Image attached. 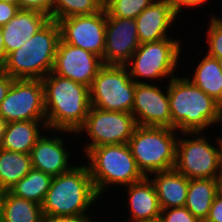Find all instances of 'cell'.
<instances>
[{
    "instance_id": "obj_1",
    "label": "cell",
    "mask_w": 222,
    "mask_h": 222,
    "mask_svg": "<svg viewBox=\"0 0 222 222\" xmlns=\"http://www.w3.org/2000/svg\"><path fill=\"white\" fill-rule=\"evenodd\" d=\"M168 92L172 129L206 133L213 124H222V106L186 76L170 79Z\"/></svg>"
},
{
    "instance_id": "obj_2",
    "label": "cell",
    "mask_w": 222,
    "mask_h": 222,
    "mask_svg": "<svg viewBox=\"0 0 222 222\" xmlns=\"http://www.w3.org/2000/svg\"><path fill=\"white\" fill-rule=\"evenodd\" d=\"M47 133H76L91 108L90 88L50 72L42 79Z\"/></svg>"
},
{
    "instance_id": "obj_3",
    "label": "cell",
    "mask_w": 222,
    "mask_h": 222,
    "mask_svg": "<svg viewBox=\"0 0 222 222\" xmlns=\"http://www.w3.org/2000/svg\"><path fill=\"white\" fill-rule=\"evenodd\" d=\"M73 164L69 171L53 177L42 204L44 217L90 214L88 211L101 199L87 164Z\"/></svg>"
},
{
    "instance_id": "obj_4",
    "label": "cell",
    "mask_w": 222,
    "mask_h": 222,
    "mask_svg": "<svg viewBox=\"0 0 222 222\" xmlns=\"http://www.w3.org/2000/svg\"><path fill=\"white\" fill-rule=\"evenodd\" d=\"M59 40V24L50 20L23 46L6 56L1 70L14 79L42 80L53 70Z\"/></svg>"
},
{
    "instance_id": "obj_5",
    "label": "cell",
    "mask_w": 222,
    "mask_h": 222,
    "mask_svg": "<svg viewBox=\"0 0 222 222\" xmlns=\"http://www.w3.org/2000/svg\"><path fill=\"white\" fill-rule=\"evenodd\" d=\"M84 156L100 198L110 186L124 188L145 178L128 143L101 145L91 148Z\"/></svg>"
},
{
    "instance_id": "obj_6",
    "label": "cell",
    "mask_w": 222,
    "mask_h": 222,
    "mask_svg": "<svg viewBox=\"0 0 222 222\" xmlns=\"http://www.w3.org/2000/svg\"><path fill=\"white\" fill-rule=\"evenodd\" d=\"M178 135L172 128L137 125L128 145L145 177L175 167Z\"/></svg>"
},
{
    "instance_id": "obj_7",
    "label": "cell",
    "mask_w": 222,
    "mask_h": 222,
    "mask_svg": "<svg viewBox=\"0 0 222 222\" xmlns=\"http://www.w3.org/2000/svg\"><path fill=\"white\" fill-rule=\"evenodd\" d=\"M181 43L179 38H165L140 44L125 64L132 80L135 83H144L145 80V83H157V79L159 82L166 78L168 82L177 76L174 72L180 68Z\"/></svg>"
},
{
    "instance_id": "obj_8",
    "label": "cell",
    "mask_w": 222,
    "mask_h": 222,
    "mask_svg": "<svg viewBox=\"0 0 222 222\" xmlns=\"http://www.w3.org/2000/svg\"><path fill=\"white\" fill-rule=\"evenodd\" d=\"M202 133L181 132L178 136L174 168L189 180L214 179L222 166V136L216 139L215 146Z\"/></svg>"
},
{
    "instance_id": "obj_9",
    "label": "cell",
    "mask_w": 222,
    "mask_h": 222,
    "mask_svg": "<svg viewBox=\"0 0 222 222\" xmlns=\"http://www.w3.org/2000/svg\"><path fill=\"white\" fill-rule=\"evenodd\" d=\"M135 86L125 65H103L90 87L91 106L131 113Z\"/></svg>"
},
{
    "instance_id": "obj_10",
    "label": "cell",
    "mask_w": 222,
    "mask_h": 222,
    "mask_svg": "<svg viewBox=\"0 0 222 222\" xmlns=\"http://www.w3.org/2000/svg\"><path fill=\"white\" fill-rule=\"evenodd\" d=\"M137 127L132 113L106 111L91 106L82 126L76 131L77 136L87 134L88 140L83 147L84 155L101 145L126 144ZM89 136V137H88Z\"/></svg>"
},
{
    "instance_id": "obj_11",
    "label": "cell",
    "mask_w": 222,
    "mask_h": 222,
    "mask_svg": "<svg viewBox=\"0 0 222 222\" xmlns=\"http://www.w3.org/2000/svg\"><path fill=\"white\" fill-rule=\"evenodd\" d=\"M0 117L5 123L46 120L42 80L14 79L0 104Z\"/></svg>"
},
{
    "instance_id": "obj_12",
    "label": "cell",
    "mask_w": 222,
    "mask_h": 222,
    "mask_svg": "<svg viewBox=\"0 0 222 222\" xmlns=\"http://www.w3.org/2000/svg\"><path fill=\"white\" fill-rule=\"evenodd\" d=\"M106 22L107 11L104 7L94 14L63 18L58 21L60 39L102 59L105 49Z\"/></svg>"
},
{
    "instance_id": "obj_13",
    "label": "cell",
    "mask_w": 222,
    "mask_h": 222,
    "mask_svg": "<svg viewBox=\"0 0 222 222\" xmlns=\"http://www.w3.org/2000/svg\"><path fill=\"white\" fill-rule=\"evenodd\" d=\"M166 84L165 92L158 84L136 83L131 113L137 125L171 128L168 83Z\"/></svg>"
},
{
    "instance_id": "obj_14",
    "label": "cell",
    "mask_w": 222,
    "mask_h": 222,
    "mask_svg": "<svg viewBox=\"0 0 222 222\" xmlns=\"http://www.w3.org/2000/svg\"><path fill=\"white\" fill-rule=\"evenodd\" d=\"M102 66L103 62L99 56L60 39L52 73L90 88Z\"/></svg>"
},
{
    "instance_id": "obj_15",
    "label": "cell",
    "mask_w": 222,
    "mask_h": 222,
    "mask_svg": "<svg viewBox=\"0 0 222 222\" xmlns=\"http://www.w3.org/2000/svg\"><path fill=\"white\" fill-rule=\"evenodd\" d=\"M139 46L135 19L115 18L107 12L103 65H125Z\"/></svg>"
},
{
    "instance_id": "obj_16",
    "label": "cell",
    "mask_w": 222,
    "mask_h": 222,
    "mask_svg": "<svg viewBox=\"0 0 222 222\" xmlns=\"http://www.w3.org/2000/svg\"><path fill=\"white\" fill-rule=\"evenodd\" d=\"M53 132H57L58 135L51 133V136H48L44 132L36 141L30 155L33 169L54 177L69 171L74 166L70 162V151L64 146L66 139L64 140V135L60 136L62 134L74 136L75 133L63 130H53Z\"/></svg>"
},
{
    "instance_id": "obj_17",
    "label": "cell",
    "mask_w": 222,
    "mask_h": 222,
    "mask_svg": "<svg viewBox=\"0 0 222 222\" xmlns=\"http://www.w3.org/2000/svg\"><path fill=\"white\" fill-rule=\"evenodd\" d=\"M178 20L179 15L166 0H155L135 18L139 43L172 38L167 32Z\"/></svg>"
},
{
    "instance_id": "obj_18",
    "label": "cell",
    "mask_w": 222,
    "mask_h": 222,
    "mask_svg": "<svg viewBox=\"0 0 222 222\" xmlns=\"http://www.w3.org/2000/svg\"><path fill=\"white\" fill-rule=\"evenodd\" d=\"M50 20L48 15L41 12L20 9L7 24L1 27L6 56L23 46Z\"/></svg>"
},
{
    "instance_id": "obj_19",
    "label": "cell",
    "mask_w": 222,
    "mask_h": 222,
    "mask_svg": "<svg viewBox=\"0 0 222 222\" xmlns=\"http://www.w3.org/2000/svg\"><path fill=\"white\" fill-rule=\"evenodd\" d=\"M43 129L48 130L46 120L5 123L3 136L0 139V149L30 154L36 141L44 132Z\"/></svg>"
},
{
    "instance_id": "obj_20",
    "label": "cell",
    "mask_w": 222,
    "mask_h": 222,
    "mask_svg": "<svg viewBox=\"0 0 222 222\" xmlns=\"http://www.w3.org/2000/svg\"><path fill=\"white\" fill-rule=\"evenodd\" d=\"M151 176V177H150ZM156 190L161 209L184 207L189 179L175 168L148 176Z\"/></svg>"
},
{
    "instance_id": "obj_21",
    "label": "cell",
    "mask_w": 222,
    "mask_h": 222,
    "mask_svg": "<svg viewBox=\"0 0 222 222\" xmlns=\"http://www.w3.org/2000/svg\"><path fill=\"white\" fill-rule=\"evenodd\" d=\"M129 205V219L146 220L159 218L161 206L153 183L148 177L125 186Z\"/></svg>"
},
{
    "instance_id": "obj_22",
    "label": "cell",
    "mask_w": 222,
    "mask_h": 222,
    "mask_svg": "<svg viewBox=\"0 0 222 222\" xmlns=\"http://www.w3.org/2000/svg\"><path fill=\"white\" fill-rule=\"evenodd\" d=\"M0 222H44L42 206L9 191L0 192Z\"/></svg>"
},
{
    "instance_id": "obj_23",
    "label": "cell",
    "mask_w": 222,
    "mask_h": 222,
    "mask_svg": "<svg viewBox=\"0 0 222 222\" xmlns=\"http://www.w3.org/2000/svg\"><path fill=\"white\" fill-rule=\"evenodd\" d=\"M203 57L196 65L193 77L188 74L186 77L222 106V69L217 58L208 54Z\"/></svg>"
},
{
    "instance_id": "obj_24",
    "label": "cell",
    "mask_w": 222,
    "mask_h": 222,
    "mask_svg": "<svg viewBox=\"0 0 222 222\" xmlns=\"http://www.w3.org/2000/svg\"><path fill=\"white\" fill-rule=\"evenodd\" d=\"M216 195L215 179H190L185 207L204 222Z\"/></svg>"
},
{
    "instance_id": "obj_25",
    "label": "cell",
    "mask_w": 222,
    "mask_h": 222,
    "mask_svg": "<svg viewBox=\"0 0 222 222\" xmlns=\"http://www.w3.org/2000/svg\"><path fill=\"white\" fill-rule=\"evenodd\" d=\"M32 168L30 154L0 149V192L8 191Z\"/></svg>"
},
{
    "instance_id": "obj_26",
    "label": "cell",
    "mask_w": 222,
    "mask_h": 222,
    "mask_svg": "<svg viewBox=\"0 0 222 222\" xmlns=\"http://www.w3.org/2000/svg\"><path fill=\"white\" fill-rule=\"evenodd\" d=\"M52 179V175L32 168L8 191L16 197L24 198L42 206Z\"/></svg>"
},
{
    "instance_id": "obj_27",
    "label": "cell",
    "mask_w": 222,
    "mask_h": 222,
    "mask_svg": "<svg viewBox=\"0 0 222 222\" xmlns=\"http://www.w3.org/2000/svg\"><path fill=\"white\" fill-rule=\"evenodd\" d=\"M103 7L104 0H54L52 20L94 14Z\"/></svg>"
},
{
    "instance_id": "obj_28",
    "label": "cell",
    "mask_w": 222,
    "mask_h": 222,
    "mask_svg": "<svg viewBox=\"0 0 222 222\" xmlns=\"http://www.w3.org/2000/svg\"><path fill=\"white\" fill-rule=\"evenodd\" d=\"M155 0H104V8L115 18L135 19Z\"/></svg>"
},
{
    "instance_id": "obj_29",
    "label": "cell",
    "mask_w": 222,
    "mask_h": 222,
    "mask_svg": "<svg viewBox=\"0 0 222 222\" xmlns=\"http://www.w3.org/2000/svg\"><path fill=\"white\" fill-rule=\"evenodd\" d=\"M210 17L209 28L206 29L207 54L218 59L222 58V20L216 14Z\"/></svg>"
},
{
    "instance_id": "obj_30",
    "label": "cell",
    "mask_w": 222,
    "mask_h": 222,
    "mask_svg": "<svg viewBox=\"0 0 222 222\" xmlns=\"http://www.w3.org/2000/svg\"><path fill=\"white\" fill-rule=\"evenodd\" d=\"M159 219L161 222H201L185 206L162 209Z\"/></svg>"
},
{
    "instance_id": "obj_31",
    "label": "cell",
    "mask_w": 222,
    "mask_h": 222,
    "mask_svg": "<svg viewBox=\"0 0 222 222\" xmlns=\"http://www.w3.org/2000/svg\"><path fill=\"white\" fill-rule=\"evenodd\" d=\"M54 0H18V7L22 10H34L48 15L52 20Z\"/></svg>"
},
{
    "instance_id": "obj_32",
    "label": "cell",
    "mask_w": 222,
    "mask_h": 222,
    "mask_svg": "<svg viewBox=\"0 0 222 222\" xmlns=\"http://www.w3.org/2000/svg\"><path fill=\"white\" fill-rule=\"evenodd\" d=\"M170 6L173 8V10L180 15L182 12V9L190 8V9H196L200 6L205 5L209 0H166Z\"/></svg>"
},
{
    "instance_id": "obj_33",
    "label": "cell",
    "mask_w": 222,
    "mask_h": 222,
    "mask_svg": "<svg viewBox=\"0 0 222 222\" xmlns=\"http://www.w3.org/2000/svg\"><path fill=\"white\" fill-rule=\"evenodd\" d=\"M94 220L95 217L89 214L44 217V222H98Z\"/></svg>"
},
{
    "instance_id": "obj_34",
    "label": "cell",
    "mask_w": 222,
    "mask_h": 222,
    "mask_svg": "<svg viewBox=\"0 0 222 222\" xmlns=\"http://www.w3.org/2000/svg\"><path fill=\"white\" fill-rule=\"evenodd\" d=\"M19 10L18 5L0 1V27L7 24Z\"/></svg>"
},
{
    "instance_id": "obj_35",
    "label": "cell",
    "mask_w": 222,
    "mask_h": 222,
    "mask_svg": "<svg viewBox=\"0 0 222 222\" xmlns=\"http://www.w3.org/2000/svg\"><path fill=\"white\" fill-rule=\"evenodd\" d=\"M204 222H222V197L216 195Z\"/></svg>"
},
{
    "instance_id": "obj_36",
    "label": "cell",
    "mask_w": 222,
    "mask_h": 222,
    "mask_svg": "<svg viewBox=\"0 0 222 222\" xmlns=\"http://www.w3.org/2000/svg\"><path fill=\"white\" fill-rule=\"evenodd\" d=\"M14 78L0 70V104L9 92Z\"/></svg>"
},
{
    "instance_id": "obj_37",
    "label": "cell",
    "mask_w": 222,
    "mask_h": 222,
    "mask_svg": "<svg viewBox=\"0 0 222 222\" xmlns=\"http://www.w3.org/2000/svg\"><path fill=\"white\" fill-rule=\"evenodd\" d=\"M5 60H6L5 46H4L2 29L0 27V70L4 66Z\"/></svg>"
},
{
    "instance_id": "obj_38",
    "label": "cell",
    "mask_w": 222,
    "mask_h": 222,
    "mask_svg": "<svg viewBox=\"0 0 222 222\" xmlns=\"http://www.w3.org/2000/svg\"><path fill=\"white\" fill-rule=\"evenodd\" d=\"M214 179L216 184L217 195L222 197V166L220 167Z\"/></svg>"
},
{
    "instance_id": "obj_39",
    "label": "cell",
    "mask_w": 222,
    "mask_h": 222,
    "mask_svg": "<svg viewBox=\"0 0 222 222\" xmlns=\"http://www.w3.org/2000/svg\"><path fill=\"white\" fill-rule=\"evenodd\" d=\"M126 222H161L159 218H154V219H146V220H132L129 219L128 221L126 220Z\"/></svg>"
},
{
    "instance_id": "obj_40",
    "label": "cell",
    "mask_w": 222,
    "mask_h": 222,
    "mask_svg": "<svg viewBox=\"0 0 222 222\" xmlns=\"http://www.w3.org/2000/svg\"><path fill=\"white\" fill-rule=\"evenodd\" d=\"M5 121L0 117V139L3 136Z\"/></svg>"
},
{
    "instance_id": "obj_41",
    "label": "cell",
    "mask_w": 222,
    "mask_h": 222,
    "mask_svg": "<svg viewBox=\"0 0 222 222\" xmlns=\"http://www.w3.org/2000/svg\"><path fill=\"white\" fill-rule=\"evenodd\" d=\"M0 1L6 2V3H9V4L18 5V0H0Z\"/></svg>"
},
{
    "instance_id": "obj_42",
    "label": "cell",
    "mask_w": 222,
    "mask_h": 222,
    "mask_svg": "<svg viewBox=\"0 0 222 222\" xmlns=\"http://www.w3.org/2000/svg\"><path fill=\"white\" fill-rule=\"evenodd\" d=\"M218 63L220 65L221 69H222V58H218Z\"/></svg>"
}]
</instances>
